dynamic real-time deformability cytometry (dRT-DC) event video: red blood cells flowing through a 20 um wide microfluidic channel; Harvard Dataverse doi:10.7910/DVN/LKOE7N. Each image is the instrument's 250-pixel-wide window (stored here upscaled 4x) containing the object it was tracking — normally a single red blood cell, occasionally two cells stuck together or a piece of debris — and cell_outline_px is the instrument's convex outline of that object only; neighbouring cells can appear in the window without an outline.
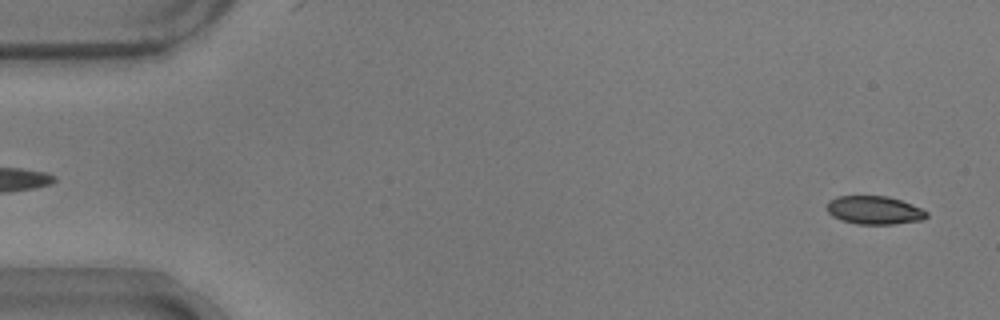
{"species": "common noctule bat (a hibernating species)", "species_latin": "Nyctalus noctula", "temperature_condition": "warm", "stored_images_in_passage": 54, "camera_frame_rate_fps": 3000, "um_per_image_px": 0.085, "animal": {"sex": "male", "body_mass_g": 17.9}, "frame": {"image": 1, "passage_image": 2, "time_ms": 0.333, "image_size_px": [1000, 320], "cell_outline_px": [[928, 216], [924, 220], [892, 224], [856, 224], [840, 220], [832, 216], [828, 212], [828, 200], [836, 196], [888, 196], [912, 204], [928, 212]], "centroid_in_image_um": [74.32, 17.87], "position_along_channel_um": 10.7, "area_um2": 16.53}}
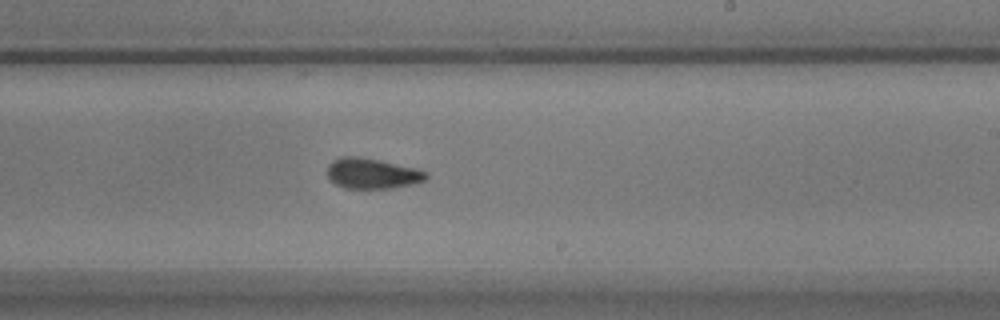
{"frame": {"image": 2, "passage_image": 32, "time_ms": 10.333, "image_size_px": [1000, 320], "cell_outline_px": [[428, 176], [424, 180], [392, 188], [344, 188], [328, 180], [328, 164], [332, 160], [344, 156], [356, 156], [380, 160], [416, 168], [428, 172]], "centroid_in_image_um": [31.6, 14.73], "position_along_channel_um": 257.4, "area_um2": 17.46}}
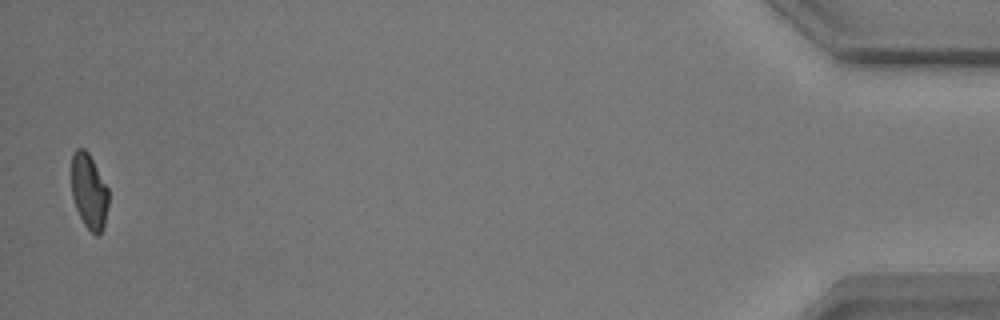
{"frame": {"image": 3, "passage_image": 53, "time_ms": 17.333, "image_size_px": [1000, 320], "cell_outline_px": [[108, 204], [104, 228], [96, 236], [84, 224], [76, 208], [72, 196], [72, 152], [76, 148], [84, 148], [88, 152], [108, 188]], "centroid_in_image_um": [7.57, 16.26], "position_along_channel_um": 427.6, "area_um2": 16.13}, "authors_computed_cell_mechanics": {"area_um2": 17.4556, "velocity_mm_per_s": 3.7169, "shape_relaxation_time_tau1_ms": 3.4605, "shape_relaxation_time_tau2_ms": 0.9329, "deformation_change_tau1": 0.1355, "deformation_change_tau2": 0.0607}}